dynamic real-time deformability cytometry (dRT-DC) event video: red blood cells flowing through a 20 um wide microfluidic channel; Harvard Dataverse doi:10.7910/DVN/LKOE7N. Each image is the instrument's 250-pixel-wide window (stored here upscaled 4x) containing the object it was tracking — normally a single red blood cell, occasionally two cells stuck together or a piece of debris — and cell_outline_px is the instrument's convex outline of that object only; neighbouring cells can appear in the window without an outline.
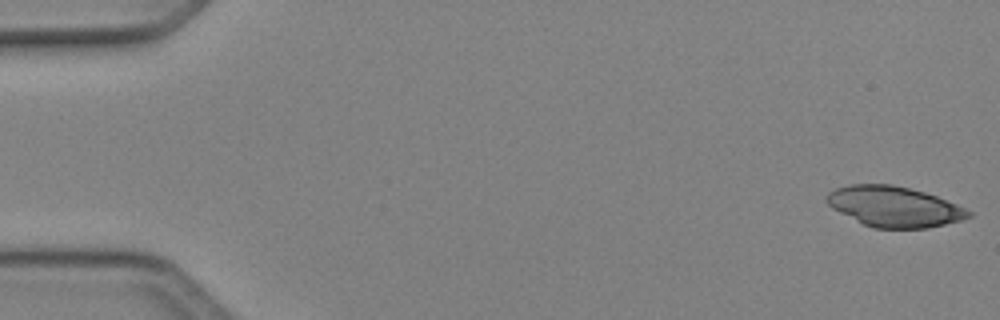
{"species": "Egyptian fruit bat (a non-hibernating species)", "species_latin": "Rousettus aegyptiacus", "temperature_condition": "cold", "stored_images_in_passage": 48, "camera_frame_rate_fps": 3000, "um_per_image_px": 0.085, "animal": {"sex": "female"}, "frame": {"image": 1, "passage_image": 1, "time_ms": 0.0, "image_size_px": [1000, 320], "cell_outline_px": [[972, 216], [960, 220], [928, 228], [872, 228], [832, 208], [824, 200], [824, 196], [828, 192], [836, 188], [848, 184], [892, 184], [924, 192], [936, 196], [956, 204], [972, 212]], "centroid_in_image_um": [75.97, 17.55], "position_along_channel_um": 9.0, "area_um2": 33.29}}
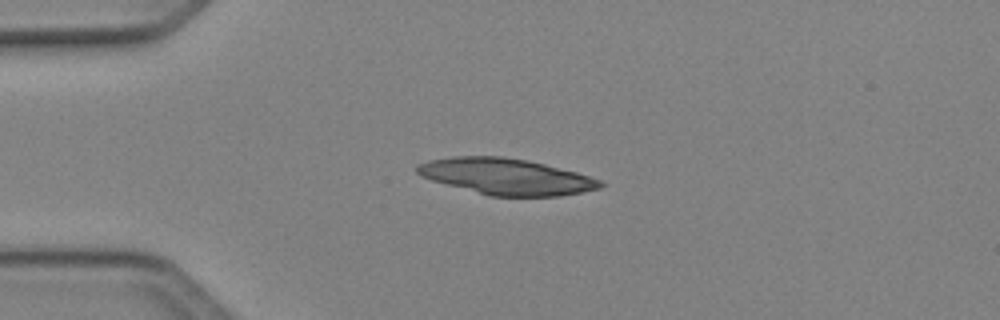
{"frame": {"image": 2, "passage_image": 12, "time_ms": 3.667, "image_size_px": [1000, 320], "cell_outline_px": [[604, 184], [600, 188], [560, 196], [488, 196], [432, 180], [420, 176], [416, 172], [416, 164], [428, 160], [452, 156], [500, 156], [524, 160], [544, 164], [576, 172], [600, 180]], "centroid_in_image_um": [42.97, 15.0], "position_along_channel_um": 42.0, "area_um2": 38.38}}